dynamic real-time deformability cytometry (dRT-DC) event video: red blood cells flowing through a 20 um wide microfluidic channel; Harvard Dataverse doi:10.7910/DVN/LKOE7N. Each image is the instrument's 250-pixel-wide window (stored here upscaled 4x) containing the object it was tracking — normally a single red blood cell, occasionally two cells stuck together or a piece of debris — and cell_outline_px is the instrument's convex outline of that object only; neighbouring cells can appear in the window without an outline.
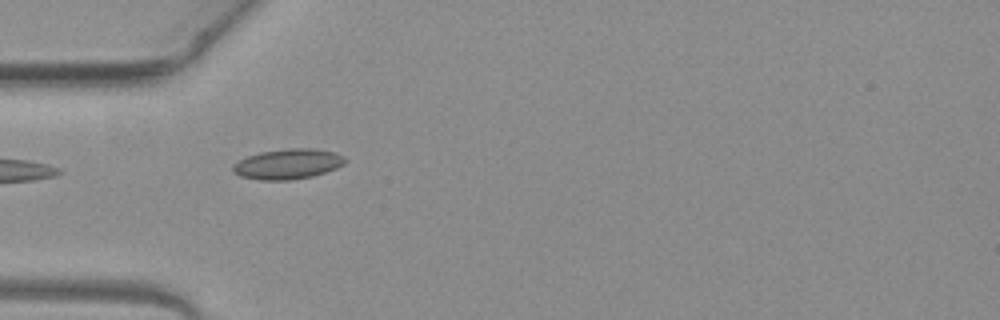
{"species": "common noctule bat (a hibernating species)", "species_latin": "Nyctalus noctula", "temperature_condition": "warm", "stored_images_in_passage": 36, "camera_frame_rate_fps": 3000, "um_per_image_px": 0.085, "animal": {"sex": "female", "body_mass_g": 19.3, "forearm_length_mm": 54.1}, "frame": {"image": 1, "passage_image": 1, "time_ms": 0.0, "image_size_px": [1000, 320], "cell_outline_px": [[348, 160], [344, 164], [336, 168], [312, 176], [288, 180], [260, 180], [240, 176], [232, 172], [232, 164], [248, 156], [260, 152], [288, 148], [316, 148], [332, 152], [344, 156]], "centroid_in_image_um": [24.46, 13.93], "position_along_channel_um": 60.5, "area_um2": 19.77}}
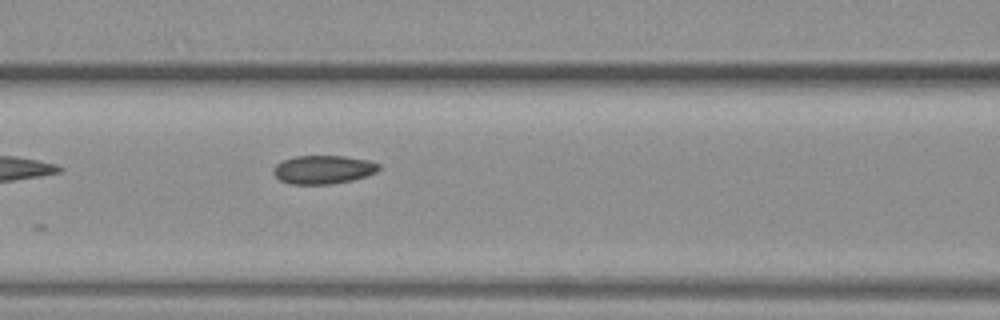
{"frame": {"image": 2, "passage_image": 7, "time_ms": 2.0, "image_size_px": [1000, 320], "cell_outline_px": [[380, 168], [376, 172], [352, 180], [328, 184], [292, 184], [280, 180], [272, 172], [272, 168], [276, 164], [284, 160], [296, 156], [344, 156], [368, 160], [380, 164]], "centroid_in_image_um": [27.46, 14.41], "position_along_channel_um": 139.1, "area_um2": 17.4}}
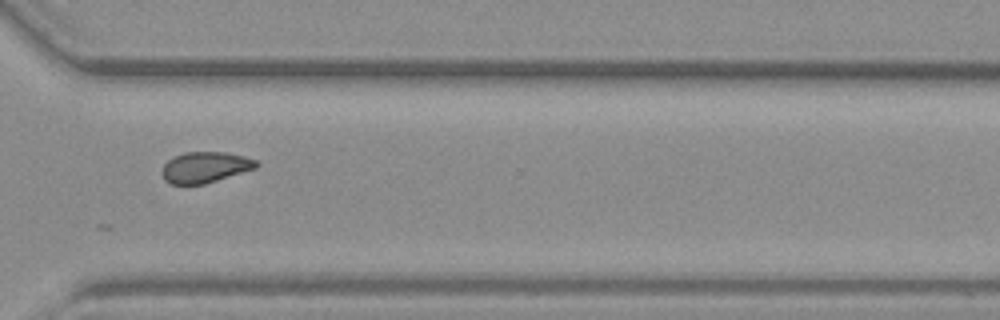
{"frame": {"image": 3, "passage_image": 23, "time_ms": 7.333, "image_size_px": [1000, 320], "cell_outline_px": [[260, 164], [256, 168], [204, 184], [172, 184], [164, 180], [160, 172], [164, 164], [168, 160], [184, 152], [224, 152], [244, 156], [256, 160]], "centroid_in_image_um": [17.42, 14.21], "position_along_channel_um": 353.2, "area_um2": 16.94}}